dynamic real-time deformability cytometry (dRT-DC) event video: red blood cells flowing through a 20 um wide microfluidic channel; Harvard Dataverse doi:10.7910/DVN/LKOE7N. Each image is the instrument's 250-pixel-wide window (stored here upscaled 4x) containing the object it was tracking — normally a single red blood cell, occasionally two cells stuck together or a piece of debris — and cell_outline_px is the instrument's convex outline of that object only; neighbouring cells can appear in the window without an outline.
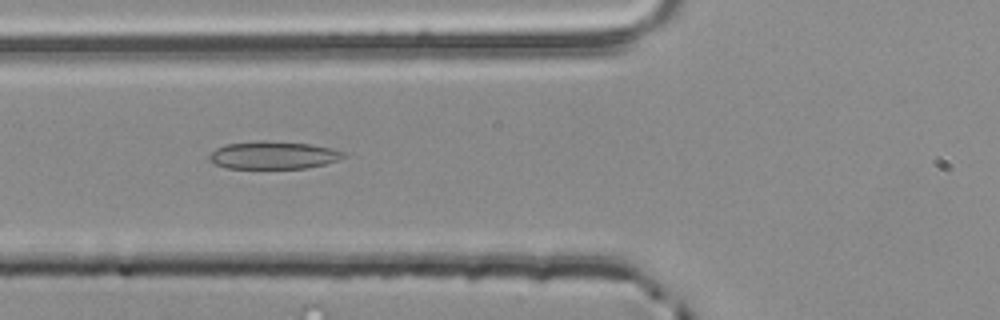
{"species": "common noctule bat (a hibernating species)", "species_latin": "Nyctalus noctula", "temperature_condition": "room temperature", "stored_images_in_passage": 42, "camera_frame_rate_fps": 3000, "um_per_image_px": 0.085, "animal": {"sex": "male", "body_mass_g": 20.4}, "frame": {"image": 1, "passage_image": 9, "time_ms": 2.667, "image_size_px": [1000, 320], "cell_outline_px": [[344, 156], [336, 160], [324, 164], [304, 168], [228, 168], [216, 164], [208, 156], [216, 148], [224, 144], [312, 144], [332, 148], [344, 152]], "centroid_in_image_um": [23.26, 13.24], "position_along_channel_um": 102.5, "area_um2": 20.17}}
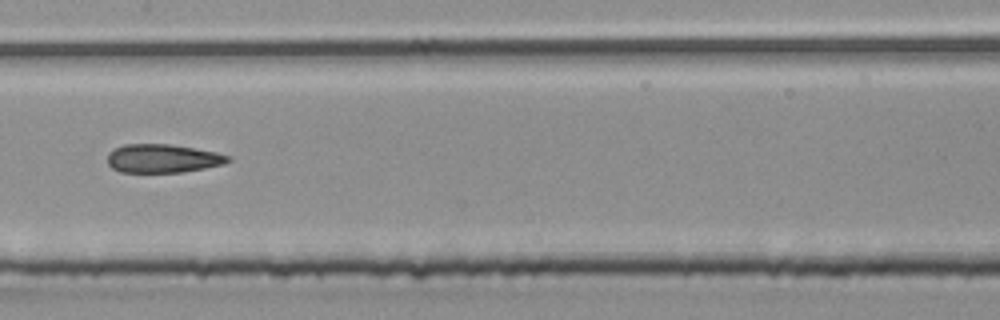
{"frame": {"image": 2, "passage_image": 16, "time_ms": 5.0, "image_size_px": [1000, 320], "cell_outline_px": [[232, 160], [224, 164], [204, 168], [180, 172], [120, 172], [112, 168], [108, 164], [108, 152], [124, 144], [168, 144], [216, 152], [228, 156]], "centroid_in_image_um": [13.81, 13.47], "position_along_channel_um": 193.6, "area_um2": 19.88}}
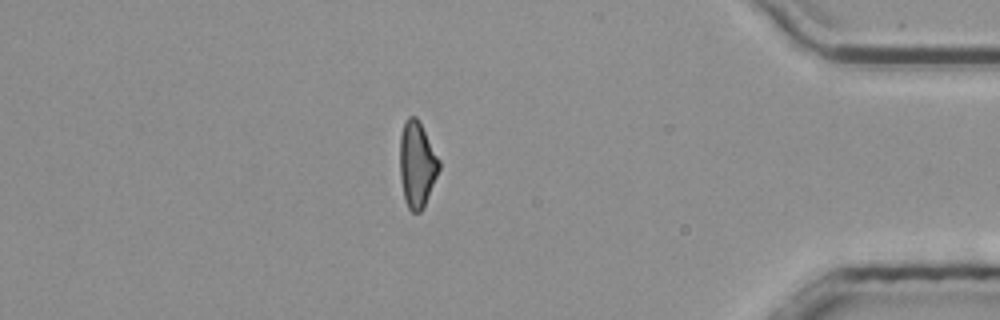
{"frame": {"image": 3, "passage_image": 35, "time_ms": 11.333, "image_size_px": [1000, 320], "cell_outline_px": [[440, 168], [424, 208], [420, 212], [412, 212], [408, 208], [404, 200], [400, 176], [400, 136], [404, 120], [408, 116], [416, 116], [420, 120], [440, 160]], "centroid_in_image_um": [35.45, 13.95], "position_along_channel_um": 399.8, "area_um2": 20.0}, "authors_computed_cell_mechanics": {"area_um2": 20.2878, "velocity_mm_per_s": 3.8737, "shape_relaxation_time_tau1_ms": 6.6802, "shape_relaxation_time_tau2_ms": 3.5884, "deformation_change_tau1": 0.1649, "deformation_change_tau2": 0.1483}}